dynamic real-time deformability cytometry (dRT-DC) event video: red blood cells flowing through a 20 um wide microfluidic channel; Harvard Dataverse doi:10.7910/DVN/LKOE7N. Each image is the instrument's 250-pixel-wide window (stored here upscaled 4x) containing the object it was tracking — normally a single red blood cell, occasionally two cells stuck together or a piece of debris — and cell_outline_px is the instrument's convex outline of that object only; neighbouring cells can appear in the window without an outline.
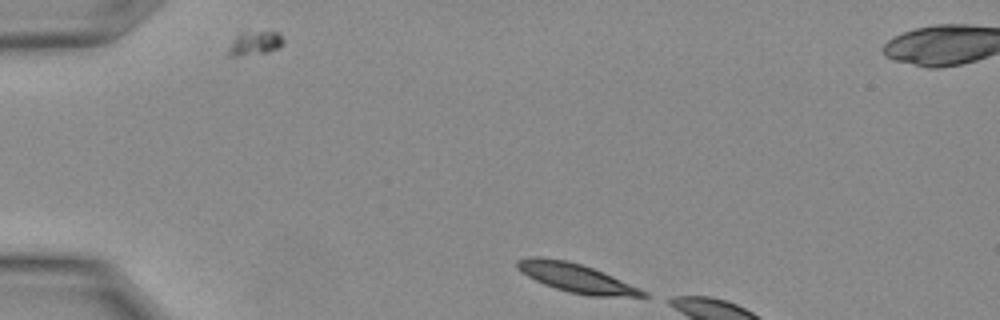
{"species": "Egyptian fruit bat (a non-hibernating species)", "species_latin": "Rousettus aegyptiacus", "temperature_condition": "warm", "stored_images_in_passage": 4, "camera_frame_rate_fps": 3000, "um_per_image_px": 0.085, "animal": {"sex": "female"}, "frame": {"image": 1, "passage_image": 1, "time_ms": 0.0, "image_size_px": [1000, 320], "cell_outline_px": [[648, 296], [588, 296], [568, 292], [544, 284], [520, 272], [516, 268], [516, 260], [532, 256], [540, 256], [568, 260], [604, 272], [640, 288], [648, 292]], "centroid_in_image_um": [48.94, 23.61], "position_along_channel_um": 36.1, "area_um2": 21.15}}